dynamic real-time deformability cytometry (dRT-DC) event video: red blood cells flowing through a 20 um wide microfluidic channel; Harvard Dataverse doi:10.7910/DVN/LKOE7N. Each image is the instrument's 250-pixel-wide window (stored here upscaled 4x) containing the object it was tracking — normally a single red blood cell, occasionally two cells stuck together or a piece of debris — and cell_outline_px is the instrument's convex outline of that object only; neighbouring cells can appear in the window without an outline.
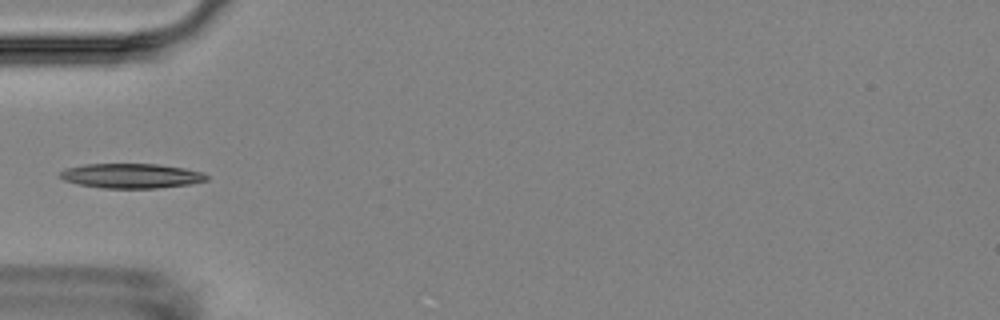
{"species": "Egyptian fruit bat (a non-hibernating species)", "species_latin": "Rousettus aegyptiacus", "temperature_condition": "room temperature", "stored_images_in_passage": 5, "camera_frame_rate_fps": 3000, "um_per_image_px": 0.085, "animal": {"sex": "female"}, "frame": {"image": 1, "passage_image": 5, "time_ms": 4.333, "image_size_px": [1000, 320], "cell_outline_px": [[208, 180], [192, 184], [156, 188], [104, 188], [80, 184], [64, 180], [56, 176], [64, 168], [84, 164], [160, 164], [184, 168], [204, 172], [208, 176]], "centroid_in_image_um": [11.17, 14.94], "position_along_channel_um": 73.8, "area_um2": 21.27}}